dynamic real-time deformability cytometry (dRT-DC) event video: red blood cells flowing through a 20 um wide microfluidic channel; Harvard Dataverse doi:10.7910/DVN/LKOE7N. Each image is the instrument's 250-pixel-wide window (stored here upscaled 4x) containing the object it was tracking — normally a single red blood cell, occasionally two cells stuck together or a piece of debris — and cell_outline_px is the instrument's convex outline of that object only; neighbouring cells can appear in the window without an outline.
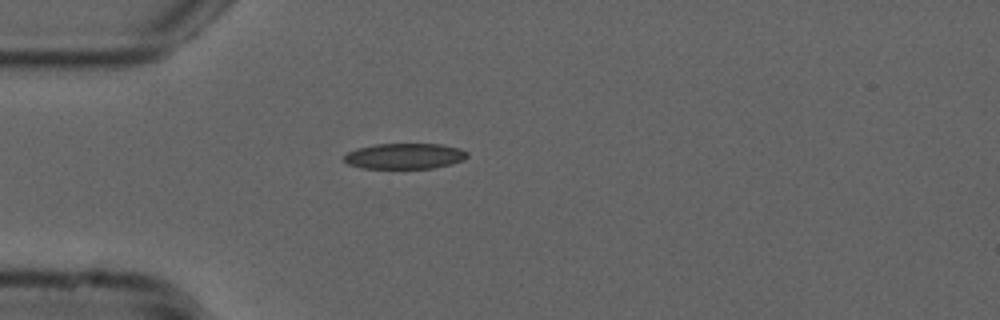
{"species": "common noctule bat (a hibernating species)", "species_latin": "Nyctalus noctula", "temperature_condition": "cold", "stored_images_in_passage": 28, "camera_frame_rate_fps": 3000, "um_per_image_px": 0.085, "animal": {"sex": "male", "forearm_length_mm": 52.5}, "frame": {"image": 1, "passage_image": 1, "time_ms": 0.0, "image_size_px": [1000, 320], "cell_outline_px": [[468, 156], [452, 164], [432, 168], [364, 168], [348, 164], [344, 160], [344, 156], [348, 152], [356, 148], [376, 144], [440, 144], [460, 148], [468, 152]], "centroid_in_image_um": [34.39, 13.26], "position_along_channel_um": 50.6, "area_um2": 18.32}}
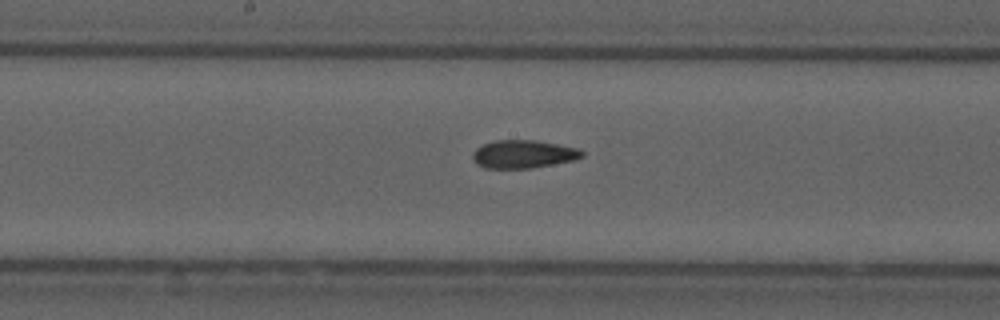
{"frame": {"image": 2, "passage_image": 14, "time_ms": 4.333, "image_size_px": [1000, 320], "cell_outline_px": [[584, 156], [572, 160], [532, 168], [484, 168], [476, 164], [472, 156], [472, 152], [476, 148], [484, 144], [496, 140], [536, 140], [576, 148], [584, 152]], "centroid_in_image_um": [44.44, 13.1], "position_along_channel_um": 203.8, "area_um2": 17.74}}
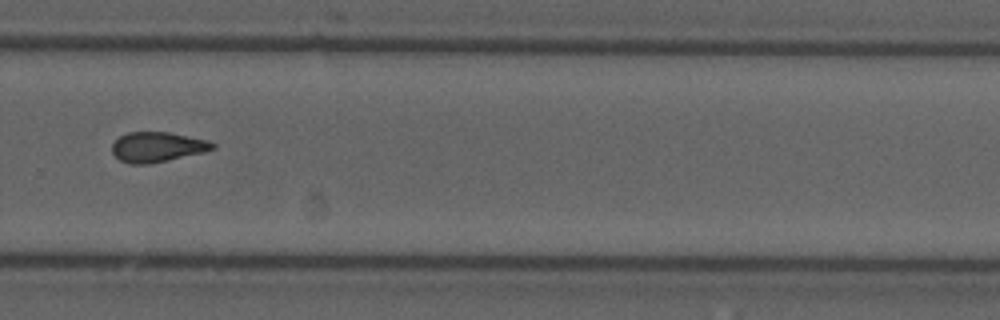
{"frame": {"image": 3, "passage_image": 23, "time_ms": 7.333, "image_size_px": [1000, 320], "cell_outline_px": [[216, 148], [204, 152], [168, 160], [148, 164], [128, 164], [120, 160], [112, 152], [112, 144], [120, 136], [128, 132], [168, 132], [208, 140], [216, 144]], "centroid_in_image_um": [13.38, 12.49], "position_along_channel_um": 316.4, "area_um2": 17.57}, "authors_computed_cell_mechanics": {"area_um2": 17.8602, "velocity_mm_per_s": 3.7836, "shape_relaxation_time_tau1_ms": null, "shape_relaxation_time_tau2_ms": 3.1671, "deformation_change_tau1": null, "deformation_change_tau2": 0.107}}